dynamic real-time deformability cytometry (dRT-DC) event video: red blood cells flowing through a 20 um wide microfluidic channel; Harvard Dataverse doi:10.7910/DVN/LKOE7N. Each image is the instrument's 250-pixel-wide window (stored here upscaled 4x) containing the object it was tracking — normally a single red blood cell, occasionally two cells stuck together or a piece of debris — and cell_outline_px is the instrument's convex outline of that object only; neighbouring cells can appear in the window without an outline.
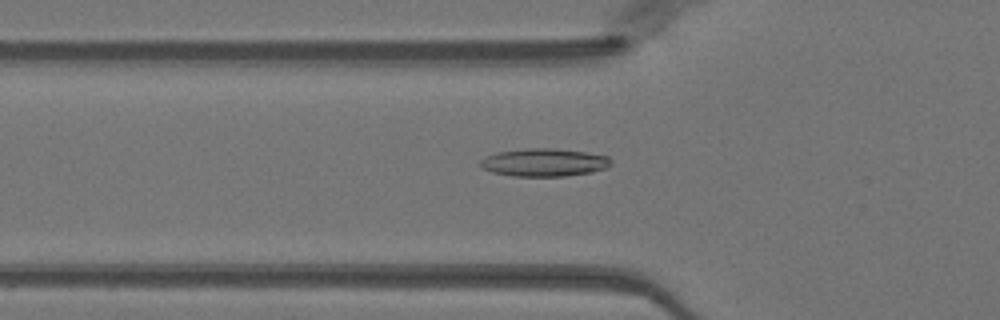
{"species": "Egyptian fruit bat (a non-hibernating species)", "species_latin": "Rousettus aegyptiacus", "temperature_condition": "warm", "stored_images_in_passage": 51, "camera_frame_rate_fps": 3000, "um_per_image_px": 0.085, "animal": {"sex": "female"}, "frame": {"image": 1, "passage_image": 18, "time_ms": 5.667, "image_size_px": [1000, 320], "cell_outline_px": [[612, 164], [608, 168], [592, 172], [564, 176], [512, 176], [492, 172], [480, 168], [480, 160], [496, 152], [528, 148], [556, 148], [584, 152], [608, 156], [612, 160]], "centroid_in_image_um": [46.26, 13.81], "position_along_channel_um": 79.5, "area_um2": 21.39}}
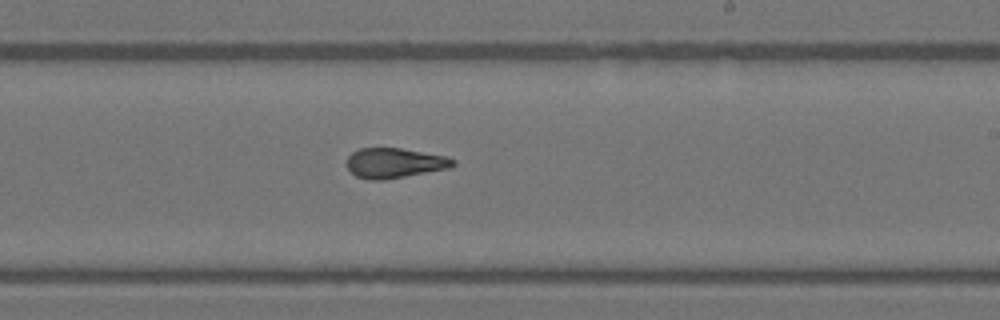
{"frame": {"image": 2, "passage_image": 31, "time_ms": 10.0, "image_size_px": [1000, 320], "cell_outline_px": [[456, 164], [452, 168], [384, 180], [368, 180], [356, 176], [348, 168], [348, 156], [352, 152], [360, 148], [400, 148], [448, 156], [456, 160]], "centroid_in_image_um": [33.59, 13.86], "position_along_channel_um": 255.4, "area_um2": 18.73}}
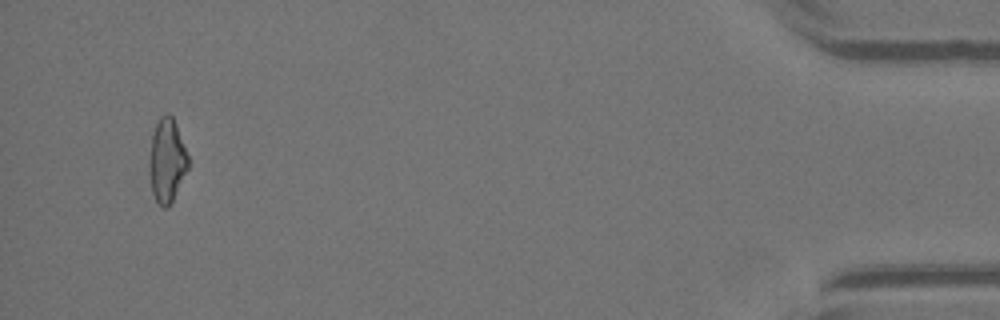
{"frame": {"image": 3, "passage_image": 49, "time_ms": 16.0, "image_size_px": [1000, 320], "cell_outline_px": [[188, 168], [168, 208], [164, 208], [156, 200], [152, 192], [148, 168], [148, 160], [152, 132], [160, 116], [168, 112], [172, 116], [176, 124], [188, 156]], "centroid_in_image_um": [14.16, 13.61], "position_along_channel_um": 421.0, "area_um2": 18.96}, "authors_computed_cell_mechanics": {"area_um2": 19.4208, "velocity_mm_per_s": 4.0349, "shape_relaxation_time_tau1_ms": null, "shape_relaxation_time_tau2_ms": 1.484, "deformation_change_tau1": null, "deformation_change_tau2": 0.0914}}